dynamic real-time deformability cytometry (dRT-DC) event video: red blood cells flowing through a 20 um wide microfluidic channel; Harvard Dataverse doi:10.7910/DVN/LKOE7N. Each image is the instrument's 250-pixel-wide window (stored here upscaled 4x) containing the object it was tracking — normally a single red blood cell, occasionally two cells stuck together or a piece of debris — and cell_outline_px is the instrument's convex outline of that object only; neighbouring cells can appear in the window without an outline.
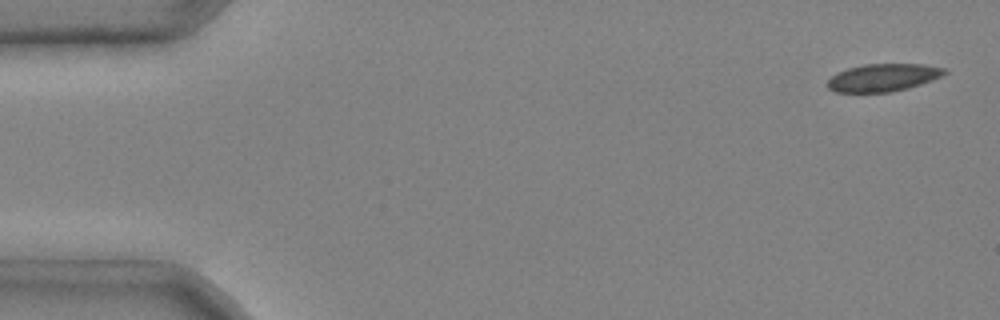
{"species": "common noctule bat (a hibernating species)", "species_latin": "Nyctalus noctula", "temperature_condition": "cold", "stored_images_in_passage": 5, "camera_frame_rate_fps": 3000, "um_per_image_px": 0.085, "animal": {"sex": "male", "body_mass_g": 20.4}, "frame": {"image": 1, "passage_image": 1, "time_ms": 0.0, "image_size_px": [1000, 320], "cell_outline_px": [[948, 72], [932, 80], [908, 88], [892, 92], [836, 92], [828, 88], [828, 80], [832, 76], [848, 68], [864, 64], [924, 64], [944, 68]], "centroid_in_image_um": [75.08, 6.59], "position_along_channel_um": 9.9, "area_um2": 18.67}}
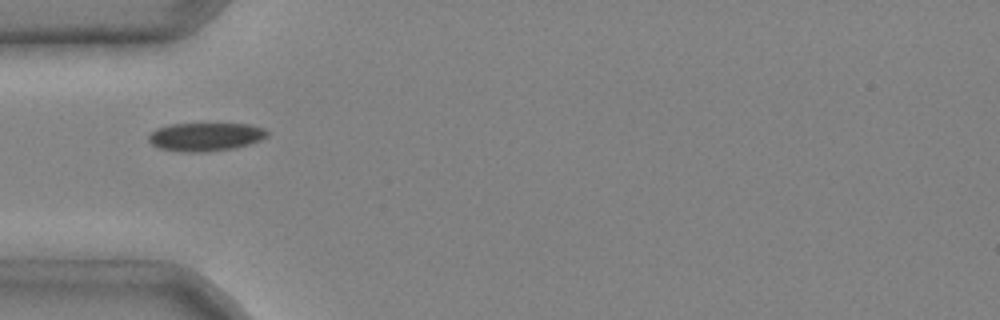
{"frame": {"image": 2, "passage_image": 4, "time_ms": 1.0, "image_size_px": [1000, 320], "cell_outline_px": [[268, 136], [260, 140], [236, 148], [204, 152], [184, 152], [160, 148], [152, 144], [148, 140], [148, 136], [156, 128], [172, 124], [248, 124], [264, 128], [268, 132]], "centroid_in_image_um": [17.47, 11.63], "position_along_channel_um": 67.5, "area_um2": 19.54}}